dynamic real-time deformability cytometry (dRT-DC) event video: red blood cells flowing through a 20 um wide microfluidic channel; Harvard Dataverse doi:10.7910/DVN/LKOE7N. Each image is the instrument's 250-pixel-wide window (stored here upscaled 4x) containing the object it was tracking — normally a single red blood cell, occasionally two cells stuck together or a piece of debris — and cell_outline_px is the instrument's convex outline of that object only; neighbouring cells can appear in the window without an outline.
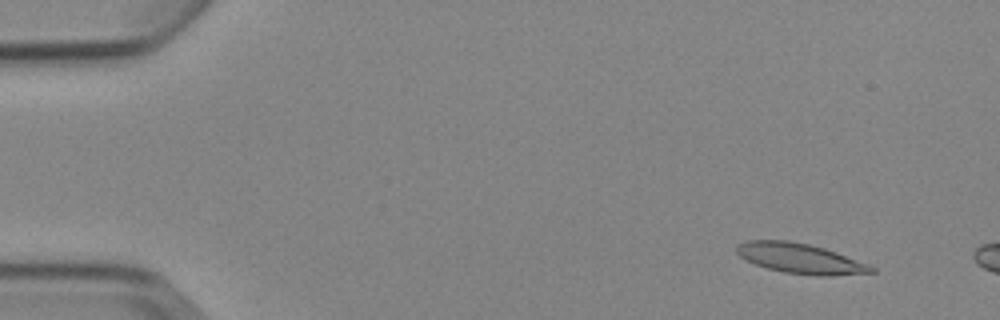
{"species": "Egyptian fruit bat (a non-hibernating species)", "species_latin": "Rousettus aegyptiacus", "temperature_condition": "cold", "stored_images_in_passage": 5, "camera_frame_rate_fps": 3000, "um_per_image_px": 0.085, "animal": {"sex": "female"}, "frame": {"image": 1, "passage_image": 2, "time_ms": 1.333, "image_size_px": [1000, 320], "cell_outline_px": [[876, 272], [828, 276], [816, 276], [784, 272], [768, 268], [756, 264], [740, 256], [736, 252], [736, 244], [748, 240], [788, 240], [808, 244], [824, 248], [836, 252], [868, 264], [876, 268]], "centroid_in_image_um": [68.02, 21.96], "position_along_channel_um": 17.0, "area_um2": 23.52}}